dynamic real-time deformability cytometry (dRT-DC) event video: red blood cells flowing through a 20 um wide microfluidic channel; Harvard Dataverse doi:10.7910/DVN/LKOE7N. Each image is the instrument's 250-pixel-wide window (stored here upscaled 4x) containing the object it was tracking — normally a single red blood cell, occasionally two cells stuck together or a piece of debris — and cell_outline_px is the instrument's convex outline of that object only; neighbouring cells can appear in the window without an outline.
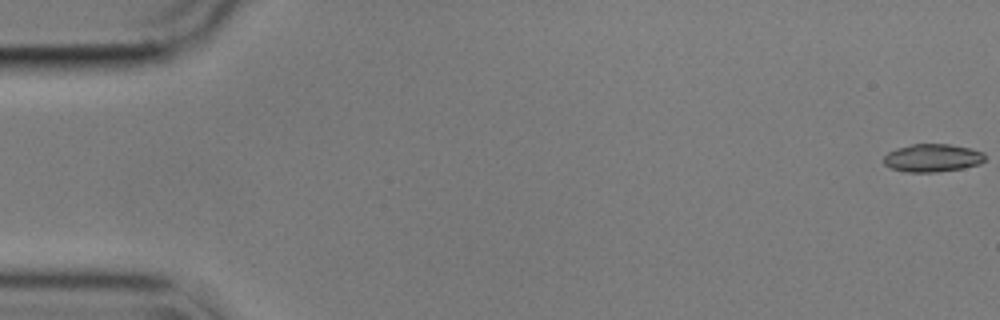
{"species": "common noctule bat (a hibernating species)", "species_latin": "Nyctalus noctula", "temperature_condition": "cold", "stored_images_in_passage": 56, "camera_frame_rate_fps": 3000, "um_per_image_px": 0.085, "animal": {"sex": "male", "body_mass_g": 17.9}, "frame": {"image": 1, "passage_image": 1, "time_ms": 0.0, "image_size_px": [1000, 320], "cell_outline_px": [[984, 160], [980, 164], [964, 168], [936, 172], [908, 172], [892, 168], [884, 164], [884, 156], [888, 152], [896, 148], [912, 144], [948, 144], [968, 148], [984, 152]], "centroid_in_image_um": [79.25, 13.42], "position_along_channel_um": 5.7, "area_um2": 16.42}}
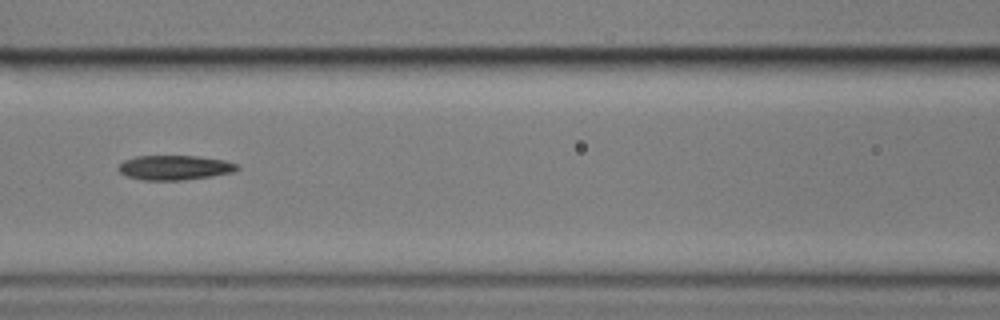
{"frame": {"image": 2, "passage_image": 25, "time_ms": 8.0, "image_size_px": [1000, 320], "cell_outline_px": [[240, 168], [232, 172], [212, 176], [184, 180], [140, 180], [128, 176], [120, 172], [116, 168], [124, 160], [136, 156], [200, 156], [224, 160], [236, 164]], "centroid_in_image_um": [14.83, 14.24], "position_along_channel_um": 151.8, "area_um2": 17.05}}
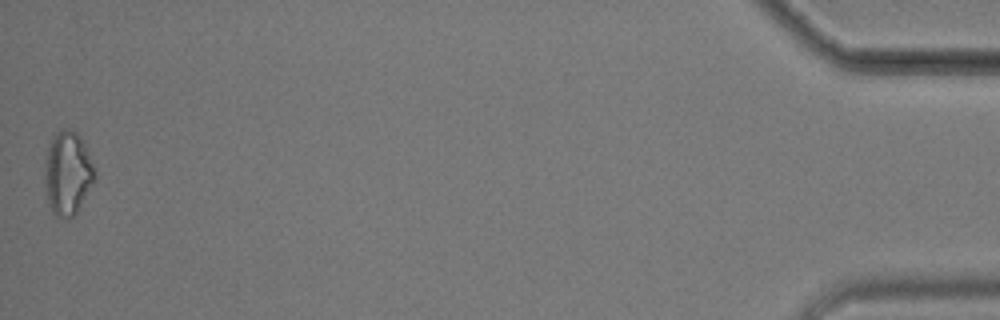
{"frame": {"image": 3, "passage_image": 56, "time_ms": 18.333, "image_size_px": [1000, 320], "cell_outline_px": [[96, 176], [76, 212], [72, 216], [56, 216], [52, 212], [48, 204], [44, 188], [44, 160], [52, 136], [56, 132], [64, 128], [72, 128], [84, 140], [96, 172]], "centroid_in_image_um": [5.72, 14.65], "position_along_channel_um": 429.5, "area_um2": 24.57}, "authors_computed_cell_mechanics": {"area_um2": 17.1666, "velocity_mm_per_s": 3.5863, "shape_relaxation_time_tau1_ms": 5.6127, "shape_relaxation_time_tau2_ms": 8.6398, "deformation_change_tau1": 0.1976, "deformation_change_tau2": 0.215}}